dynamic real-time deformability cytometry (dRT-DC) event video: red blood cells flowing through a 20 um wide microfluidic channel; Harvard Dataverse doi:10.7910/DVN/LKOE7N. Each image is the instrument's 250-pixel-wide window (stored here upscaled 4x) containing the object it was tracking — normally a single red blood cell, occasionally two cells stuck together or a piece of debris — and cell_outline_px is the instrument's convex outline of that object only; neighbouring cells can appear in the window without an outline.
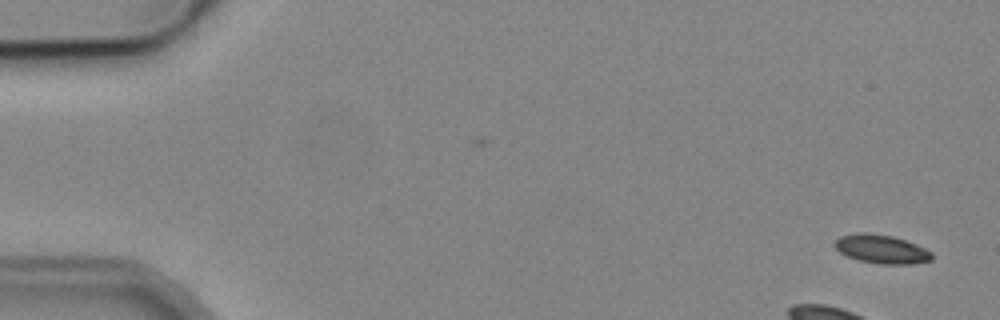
{"species": "common noctule bat (a hibernating species)", "species_latin": "Nyctalus noctula", "temperature_condition": "cold", "stored_images_in_passage": 4, "camera_frame_rate_fps": 3000, "um_per_image_px": 0.085, "animal": {"sex": "male", "body_mass_g": 19.2, "forearm_length_mm": 51.8}, "frame": {"image": 1, "passage_image": 1, "time_ms": 0.0, "image_size_px": [1000, 320], "cell_outline_px": [[932, 260], [912, 264], [884, 264], [860, 260], [848, 256], [840, 252], [832, 244], [840, 236], [860, 232], [864, 232], [892, 236], [916, 244], [932, 252]], "centroid_in_image_um": [74.93, 21.17], "position_along_channel_um": 10.1, "area_um2": 16.07}}